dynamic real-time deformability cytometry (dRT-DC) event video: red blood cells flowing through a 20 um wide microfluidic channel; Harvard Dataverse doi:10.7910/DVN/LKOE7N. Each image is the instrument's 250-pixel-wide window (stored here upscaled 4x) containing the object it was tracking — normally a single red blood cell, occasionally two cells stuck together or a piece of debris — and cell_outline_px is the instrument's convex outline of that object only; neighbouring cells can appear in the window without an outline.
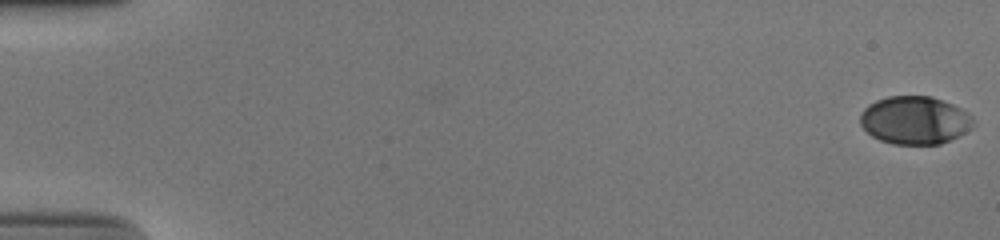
{"species": "human", "species_latin": "Homo sapiens", "temperature_condition": "cold", "stored_images_in_passage": 54, "camera_frame_rate_fps": 3000, "um_per_image_px": 0.085, "donor": {"sex": "male"}, "frame": {"image": 1, "passage_image": 1, "time_ms": 0.0, "image_size_px": [1000, 240], "cell_outline_px": [[972, 128], [940, 144], [892, 144], [880, 140], [872, 136], [860, 124], [860, 112], [868, 104], [876, 100], [888, 96], [932, 96], [952, 104], [968, 112], [972, 116]], "centroid_in_image_um": [77.72, 10.21], "position_along_channel_um": 7.3, "area_um2": 31.56}}
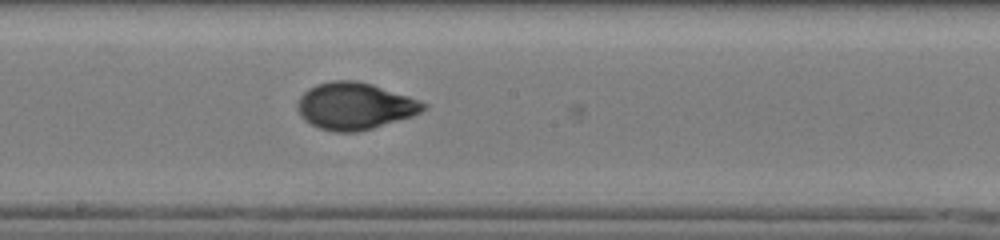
{"frame": {"image": 2, "passage_image": 31, "time_ms": 10.0, "image_size_px": [1000, 240], "cell_outline_px": [[428, 108], [412, 116], [372, 128], [356, 132], [332, 132], [320, 128], [304, 120], [300, 116], [296, 108], [296, 104], [300, 96], [308, 88], [316, 84], [332, 80], [356, 80], [372, 84], [408, 96], [428, 104]], "centroid_in_image_um": [30.13, 9.01], "position_along_channel_um": 218.1, "area_um2": 34.51}}
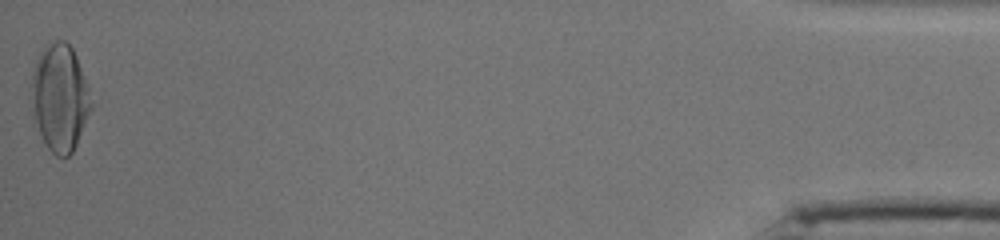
{"frame": {"image": 3, "passage_image": 54, "time_ms": 17.667, "image_size_px": [1000, 240], "cell_outline_px": [[92, 108], [76, 144], [72, 152], [68, 156], [56, 156], [48, 148], [40, 132], [32, 108], [32, 72], [36, 60], [44, 44], [56, 40], [64, 40], [72, 48], [76, 56], [88, 88], [92, 104]], "centroid_in_image_um": [5.08, 8.26], "position_along_channel_um": 430.1, "area_um2": 36.7}, "authors_computed_cell_mechanics": {"area_um2": 32.9749, "velocity_mm_per_s": 3.9138, "shape_relaxation_time_tau1_ms": 3.4275, "shape_relaxation_time_tau2_ms": 0.7196, "deformation_change_tau1": 0.1673, "deformation_change_tau2": 0.0464}}